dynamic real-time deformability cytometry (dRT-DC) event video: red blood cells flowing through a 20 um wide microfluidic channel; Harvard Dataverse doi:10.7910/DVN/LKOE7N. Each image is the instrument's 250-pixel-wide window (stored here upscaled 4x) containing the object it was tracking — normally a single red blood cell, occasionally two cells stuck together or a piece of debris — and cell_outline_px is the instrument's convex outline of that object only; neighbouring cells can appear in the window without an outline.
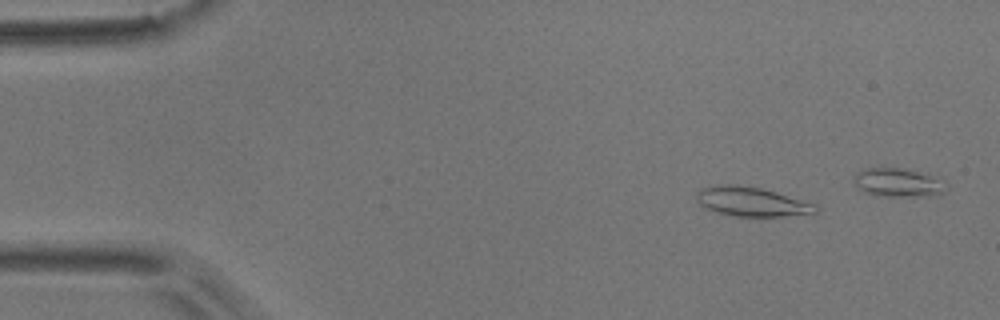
{"species": "common noctule bat (a hibernating species)", "species_latin": "Nyctalus noctula", "temperature_condition": "room temperature", "stored_images_in_passage": 14, "camera_frame_rate_fps": 3000, "um_per_image_px": 0.085, "animal": {"sex": "male", "body_mass_g": 17.9}, "frame": {"image": 1, "passage_image": 7, "time_ms": 2.0, "image_size_px": [1000, 320], "cell_outline_px": [[816, 212], [780, 216], [732, 216], [716, 212], [704, 208], [696, 200], [696, 192], [700, 188], [720, 184], [736, 184], [760, 188], [816, 204]], "centroid_in_image_um": [63.78, 17.13], "position_along_channel_um": 21.2, "area_um2": 20.11}}